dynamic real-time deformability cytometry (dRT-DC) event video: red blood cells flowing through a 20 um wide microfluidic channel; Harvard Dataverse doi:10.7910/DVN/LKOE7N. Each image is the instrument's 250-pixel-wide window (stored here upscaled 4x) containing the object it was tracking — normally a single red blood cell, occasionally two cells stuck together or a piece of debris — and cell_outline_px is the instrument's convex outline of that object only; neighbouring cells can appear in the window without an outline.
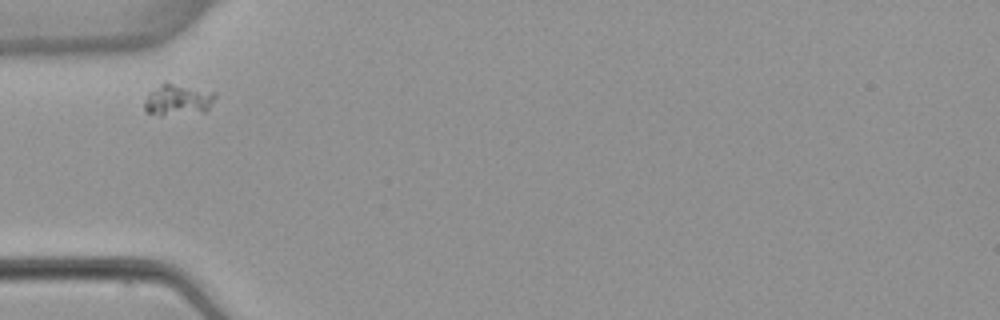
{"species": "common noctule bat (a hibernating species)", "species_latin": "Nyctalus noctula", "temperature_condition": "warm", "stored_images_in_passage": 4, "camera_frame_rate_fps": 3000, "um_per_image_px": 0.085, "animal": {"sex": "female", "body_mass_g": 22.7, "forearm_length_mm": 54.2}, "frame": {"image": 1, "passage_image": 1, "time_ms": 0.0, "image_size_px": [1000, 320], "cell_outline_px": [[216, 96], [208, 108], [204, 112], [160, 116], [144, 112], [144, 100], [152, 92], [164, 84], [172, 84], [216, 92]], "centroid_in_image_um": [15.12, 8.54], "position_along_channel_um": 69.9, "area_um2": 12.48}}
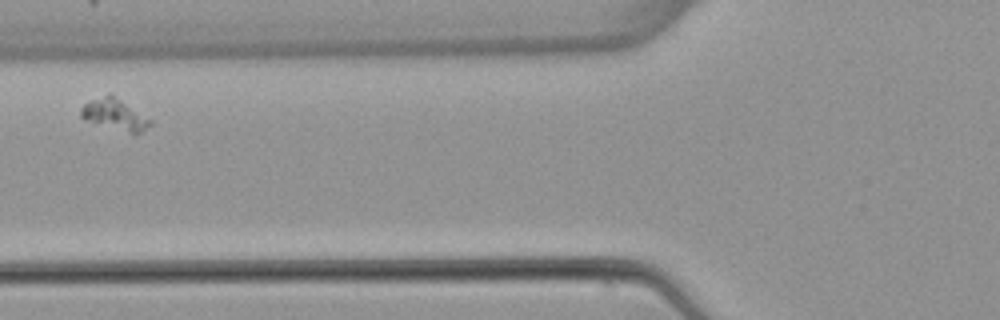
{"frame": {"image": 2, "passage_image": 2, "time_ms": 1.333, "image_size_px": [1000, 320], "cell_outline_px": [[152, 124], [140, 132], [132, 132], [88, 120], [80, 116], [80, 108], [88, 100], [108, 92], [112, 92], [152, 120]], "centroid_in_image_um": [9.75, 9.63], "position_along_channel_um": 116.1, "area_um2": 12.43}}
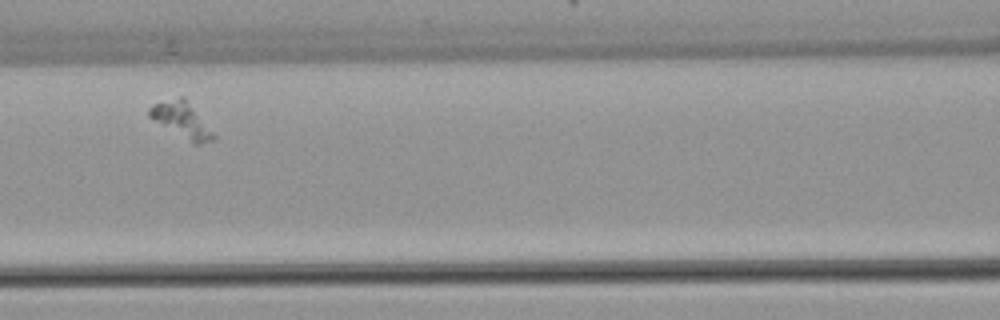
{"frame": {"image": 3, "passage_image": 3, "time_ms": 2.333, "image_size_px": [1000, 320], "cell_outline_px": [[216, 140], [200, 144], [192, 144], [148, 116], [148, 108], [152, 104], [180, 96], [184, 96], [216, 136]], "centroid_in_image_um": [15.45, 10.21], "position_along_channel_um": 151.1, "area_um2": 13.18}}